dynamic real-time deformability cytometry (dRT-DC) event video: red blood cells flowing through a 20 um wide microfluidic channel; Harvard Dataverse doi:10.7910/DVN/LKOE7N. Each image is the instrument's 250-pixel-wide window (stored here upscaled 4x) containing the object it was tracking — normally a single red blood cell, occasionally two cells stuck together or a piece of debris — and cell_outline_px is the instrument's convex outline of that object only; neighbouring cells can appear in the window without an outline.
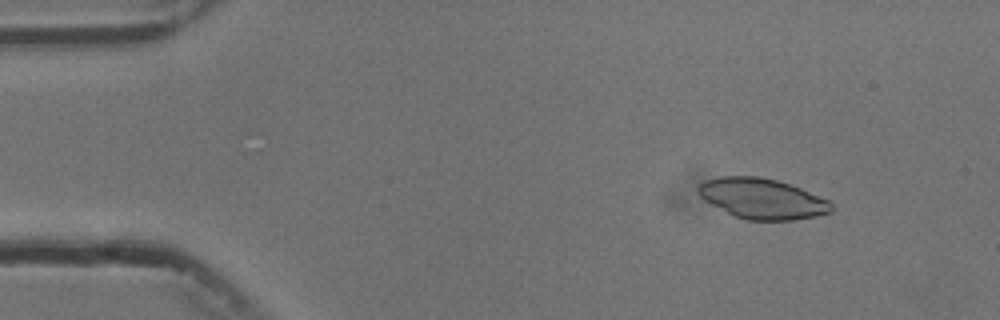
{"species": "common noctule bat (a hibernating species)", "species_latin": "Nyctalus noctula", "temperature_condition": "cold", "stored_images_in_passage": 55, "camera_frame_rate_fps": 3000, "um_per_image_px": 0.085, "animal": {"sex": "male", "body_mass_g": 13.3}, "frame": {"image": 1, "passage_image": 7, "time_ms": 2.0, "image_size_px": [1000, 320], "cell_outline_px": [[832, 212], [816, 216], [792, 220], [748, 220], [732, 216], [704, 200], [700, 196], [696, 188], [704, 180], [720, 176], [760, 176], [792, 184], [828, 200], [832, 204]], "centroid_in_image_um": [64.76, 16.88], "position_along_channel_um": 20.2, "area_um2": 31.56}}